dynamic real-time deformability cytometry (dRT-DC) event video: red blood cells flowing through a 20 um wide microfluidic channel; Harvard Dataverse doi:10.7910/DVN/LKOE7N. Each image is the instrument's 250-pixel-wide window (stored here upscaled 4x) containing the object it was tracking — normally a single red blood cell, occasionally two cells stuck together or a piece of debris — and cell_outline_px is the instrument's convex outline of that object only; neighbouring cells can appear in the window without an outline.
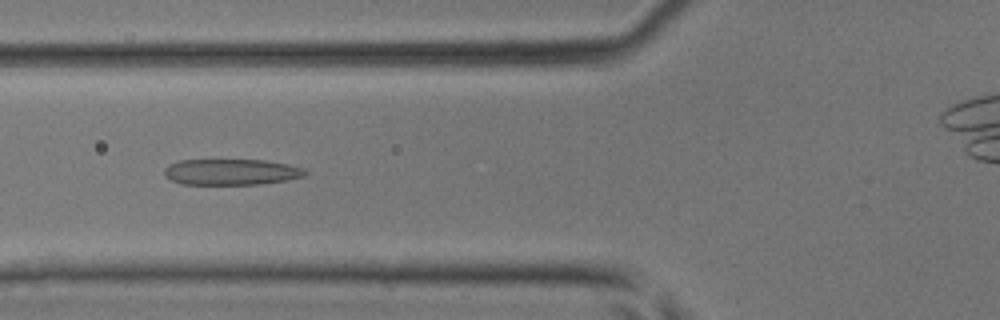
{"species": "common noctule bat (a hibernating species)", "species_latin": "Nyctalus noctula", "temperature_condition": "room temperature", "stored_images_in_passage": 45, "camera_frame_rate_fps": 3000, "um_per_image_px": 0.085, "animal": {"sex": "male", "body_mass_g": 17.9, "forearm_length_mm": 54.2}, "frame": {"image": 1, "passage_image": 18, "time_ms": 5.667, "image_size_px": [1000, 320], "cell_outline_px": [[308, 172], [304, 176], [288, 180], [260, 184], [180, 184], [164, 176], [164, 168], [168, 164], [180, 160], [264, 160], [288, 164], [304, 168]], "centroid_in_image_um": [19.65, 14.61], "position_along_channel_um": 106.1, "area_um2": 21.44}}
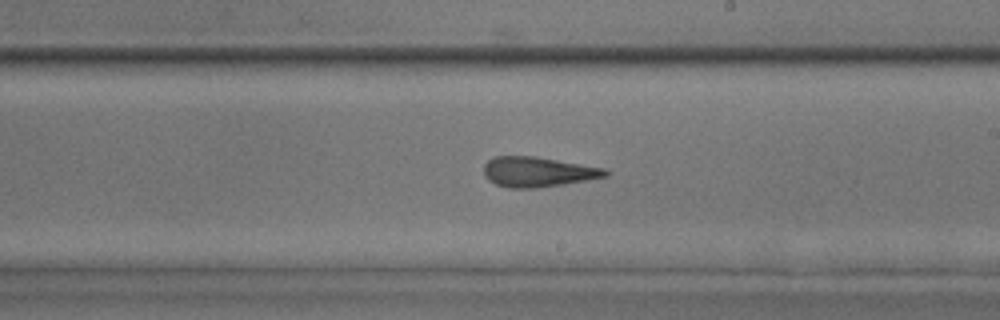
{"frame": {"image": 2, "passage_image": 27, "time_ms": 8.667, "image_size_px": [1000, 320], "cell_outline_px": [[608, 176], [564, 184], [536, 188], [508, 188], [496, 184], [488, 180], [484, 176], [484, 164], [488, 160], [496, 156], [536, 156], [608, 168]], "centroid_in_image_um": [45.73, 14.6], "position_along_channel_um": 243.3, "area_um2": 21.5}}
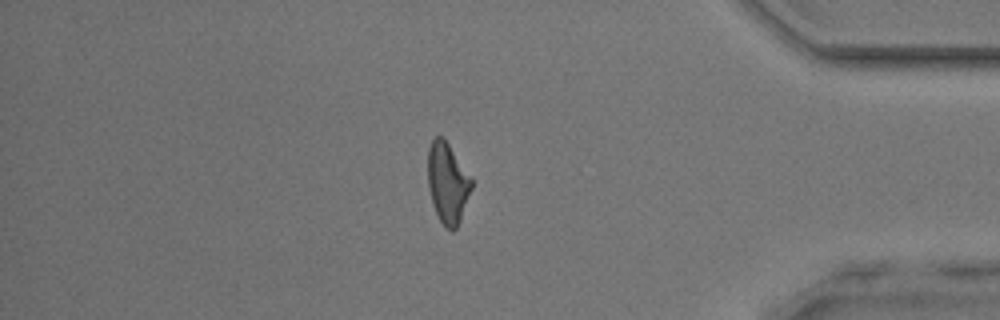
{"frame": {"image": 3, "passage_image": 39, "time_ms": 12.667, "image_size_px": [1000, 320], "cell_outline_px": [[472, 188], [460, 220], [456, 228], [452, 232], [444, 228], [436, 212], [428, 188], [428, 148], [432, 140], [436, 136], [444, 136], [472, 180]], "centroid_in_image_um": [38.03, 15.55], "position_along_channel_um": 397.2, "area_um2": 20.4}}